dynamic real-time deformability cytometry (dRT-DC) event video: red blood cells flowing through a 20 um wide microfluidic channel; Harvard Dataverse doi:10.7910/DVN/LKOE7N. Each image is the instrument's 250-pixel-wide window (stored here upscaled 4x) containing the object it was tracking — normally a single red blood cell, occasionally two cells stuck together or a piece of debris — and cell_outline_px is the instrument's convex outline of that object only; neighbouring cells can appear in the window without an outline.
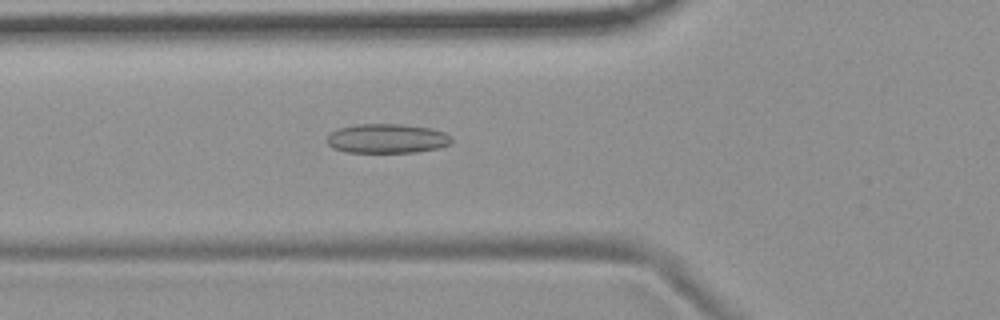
{"species": "common noctule bat (a hibernating species)", "species_latin": "Nyctalus noctula", "temperature_condition": "room temperature", "stored_images_in_passage": 47, "camera_frame_rate_fps": 3000, "um_per_image_px": 0.085, "animal": {"sex": "female", "body_mass_g": 19.9}, "frame": {"image": 1, "passage_image": 13, "time_ms": 4.0, "image_size_px": [1000, 320], "cell_outline_px": [[452, 140], [448, 144], [440, 148], [416, 152], [344, 152], [332, 148], [328, 144], [328, 136], [336, 128], [356, 124], [404, 124], [432, 128], [444, 132], [452, 136]], "centroid_in_image_um": [32.9, 11.77], "position_along_channel_um": 92.9, "area_um2": 21.5}}
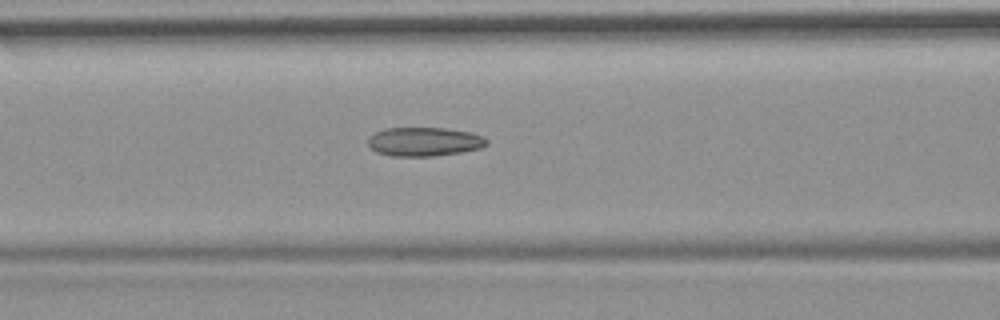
{"frame": {"image": 2, "passage_image": 16, "time_ms": 5.0, "image_size_px": [1000, 320], "cell_outline_px": [[488, 144], [480, 148], [460, 152], [432, 156], [392, 156], [376, 152], [368, 144], [368, 136], [384, 128], [444, 128], [472, 132], [484, 136], [488, 140]], "centroid_in_image_um": [36.07, 12.03], "position_along_channel_um": 130.5, "area_um2": 20.06}}
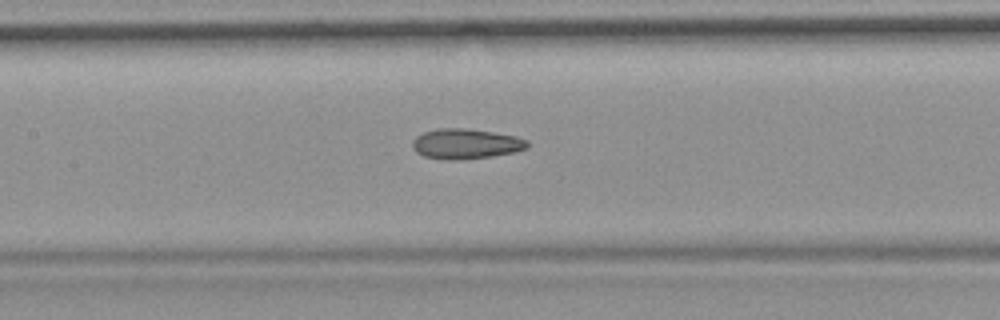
{"frame": {"image": 3, "passage_image": 19, "time_ms": 6.0, "image_size_px": [1000, 320], "cell_outline_px": [[528, 148], [512, 152], [492, 156], [452, 160], [448, 160], [424, 156], [416, 152], [412, 148], [412, 140], [416, 136], [424, 132], [436, 128], [468, 128], [516, 136], [528, 140]], "centroid_in_image_um": [39.57, 12.21], "position_along_channel_um": 167.8, "area_um2": 20.17}, "authors_computed_cell_mechanics": {"area_um2": 19.941, "velocity_mm_per_s": 3.7203, "shape_relaxation_time_tau1_ms": null, "shape_relaxation_time_tau2_ms": 2.9292, "deformation_change_tau1": null, "deformation_change_tau2": 0.1077}}